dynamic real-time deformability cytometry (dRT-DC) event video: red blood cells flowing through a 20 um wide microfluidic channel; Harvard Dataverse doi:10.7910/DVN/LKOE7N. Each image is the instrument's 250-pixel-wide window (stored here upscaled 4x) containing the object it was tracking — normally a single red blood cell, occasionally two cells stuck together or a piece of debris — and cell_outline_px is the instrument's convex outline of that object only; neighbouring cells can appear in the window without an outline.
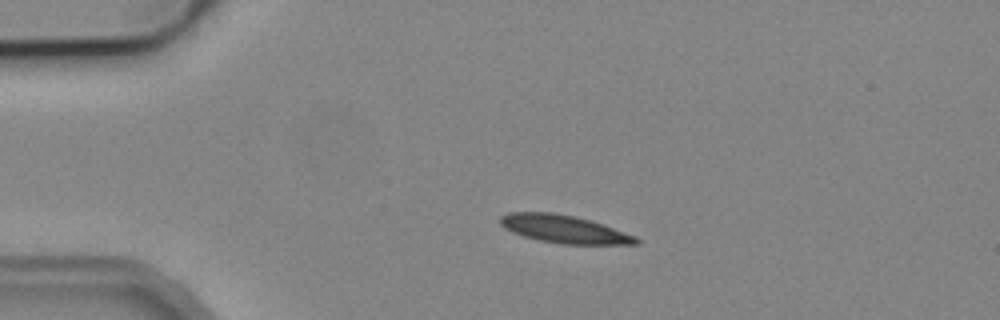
{"species": "common noctule bat (a hibernating species)", "species_latin": "Nyctalus noctula", "temperature_condition": "cold", "stored_images_in_passage": 3, "camera_frame_rate_fps": 3000, "um_per_image_px": 0.085, "animal": {"sex": "male", "body_mass_g": 19.2, "forearm_length_mm": 51.8}, "frame": {"image": 1, "passage_image": 2, "time_ms": 1.333, "image_size_px": [1000, 320], "cell_outline_px": [[640, 244], [560, 244], [540, 240], [524, 236], [512, 232], [504, 228], [500, 224], [500, 216], [508, 212], [552, 212], [572, 216], [588, 220], [636, 236], [640, 240]], "centroid_in_image_um": [47.9, 19.47], "position_along_channel_um": 37.1, "area_um2": 21.79}}